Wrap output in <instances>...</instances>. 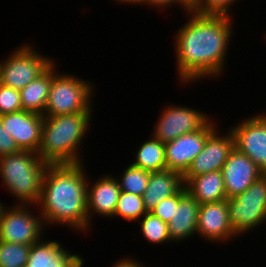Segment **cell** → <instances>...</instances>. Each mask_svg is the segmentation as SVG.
I'll return each instance as SVG.
<instances>
[{
	"label": "cell",
	"mask_w": 266,
	"mask_h": 267,
	"mask_svg": "<svg viewBox=\"0 0 266 267\" xmlns=\"http://www.w3.org/2000/svg\"><path fill=\"white\" fill-rule=\"evenodd\" d=\"M189 20L176 32L174 46L179 82L220 77L224 72L233 20L227 15L187 12Z\"/></svg>",
	"instance_id": "obj_1"
},
{
	"label": "cell",
	"mask_w": 266,
	"mask_h": 267,
	"mask_svg": "<svg viewBox=\"0 0 266 267\" xmlns=\"http://www.w3.org/2000/svg\"><path fill=\"white\" fill-rule=\"evenodd\" d=\"M83 163L48 165L36 206L47 225L68 226L76 231L91 227L87 213V182Z\"/></svg>",
	"instance_id": "obj_2"
},
{
	"label": "cell",
	"mask_w": 266,
	"mask_h": 267,
	"mask_svg": "<svg viewBox=\"0 0 266 267\" xmlns=\"http://www.w3.org/2000/svg\"><path fill=\"white\" fill-rule=\"evenodd\" d=\"M92 113L44 116L38 156L49 165L82 163L80 144Z\"/></svg>",
	"instance_id": "obj_3"
},
{
	"label": "cell",
	"mask_w": 266,
	"mask_h": 267,
	"mask_svg": "<svg viewBox=\"0 0 266 267\" xmlns=\"http://www.w3.org/2000/svg\"><path fill=\"white\" fill-rule=\"evenodd\" d=\"M49 164L37 152L20 151L0 157V178L20 205L38 204L43 177Z\"/></svg>",
	"instance_id": "obj_4"
},
{
	"label": "cell",
	"mask_w": 266,
	"mask_h": 267,
	"mask_svg": "<svg viewBox=\"0 0 266 267\" xmlns=\"http://www.w3.org/2000/svg\"><path fill=\"white\" fill-rule=\"evenodd\" d=\"M52 63V83L43 116L92 113L94 85L87 80L56 71Z\"/></svg>",
	"instance_id": "obj_5"
},
{
	"label": "cell",
	"mask_w": 266,
	"mask_h": 267,
	"mask_svg": "<svg viewBox=\"0 0 266 267\" xmlns=\"http://www.w3.org/2000/svg\"><path fill=\"white\" fill-rule=\"evenodd\" d=\"M227 206L229 221L237 236L265 223L266 174L256 179L243 193L227 198Z\"/></svg>",
	"instance_id": "obj_6"
},
{
	"label": "cell",
	"mask_w": 266,
	"mask_h": 267,
	"mask_svg": "<svg viewBox=\"0 0 266 267\" xmlns=\"http://www.w3.org/2000/svg\"><path fill=\"white\" fill-rule=\"evenodd\" d=\"M20 45L10 52L6 60L0 61V83L21 90L41 75L53 62L35 51L34 46Z\"/></svg>",
	"instance_id": "obj_7"
},
{
	"label": "cell",
	"mask_w": 266,
	"mask_h": 267,
	"mask_svg": "<svg viewBox=\"0 0 266 267\" xmlns=\"http://www.w3.org/2000/svg\"><path fill=\"white\" fill-rule=\"evenodd\" d=\"M28 206H6L0 223L1 241L32 245L44 237L45 224L41 215L36 216Z\"/></svg>",
	"instance_id": "obj_8"
},
{
	"label": "cell",
	"mask_w": 266,
	"mask_h": 267,
	"mask_svg": "<svg viewBox=\"0 0 266 267\" xmlns=\"http://www.w3.org/2000/svg\"><path fill=\"white\" fill-rule=\"evenodd\" d=\"M160 113L151 134L163 143L201 130L211 120V116H207L203 111L195 110L192 107H182V105L175 106V104L167 105Z\"/></svg>",
	"instance_id": "obj_9"
},
{
	"label": "cell",
	"mask_w": 266,
	"mask_h": 267,
	"mask_svg": "<svg viewBox=\"0 0 266 267\" xmlns=\"http://www.w3.org/2000/svg\"><path fill=\"white\" fill-rule=\"evenodd\" d=\"M229 128L234 137V147L266 174V113L251 116Z\"/></svg>",
	"instance_id": "obj_10"
},
{
	"label": "cell",
	"mask_w": 266,
	"mask_h": 267,
	"mask_svg": "<svg viewBox=\"0 0 266 267\" xmlns=\"http://www.w3.org/2000/svg\"><path fill=\"white\" fill-rule=\"evenodd\" d=\"M212 121L211 119L201 130L181 135L164 143L166 169L182 175L186 173L193 160L203 150L207 138L217 129V122Z\"/></svg>",
	"instance_id": "obj_11"
},
{
	"label": "cell",
	"mask_w": 266,
	"mask_h": 267,
	"mask_svg": "<svg viewBox=\"0 0 266 267\" xmlns=\"http://www.w3.org/2000/svg\"><path fill=\"white\" fill-rule=\"evenodd\" d=\"M3 128L21 151L38 152L44 116L26 110L0 115Z\"/></svg>",
	"instance_id": "obj_12"
},
{
	"label": "cell",
	"mask_w": 266,
	"mask_h": 267,
	"mask_svg": "<svg viewBox=\"0 0 266 267\" xmlns=\"http://www.w3.org/2000/svg\"><path fill=\"white\" fill-rule=\"evenodd\" d=\"M217 129L207 138L203 150L193 160L183 177L221 171L230 152L234 149V137L230 130L225 135Z\"/></svg>",
	"instance_id": "obj_13"
},
{
	"label": "cell",
	"mask_w": 266,
	"mask_h": 267,
	"mask_svg": "<svg viewBox=\"0 0 266 267\" xmlns=\"http://www.w3.org/2000/svg\"><path fill=\"white\" fill-rule=\"evenodd\" d=\"M197 234L207 241L219 243L233 240V237L237 238L229 221L227 200L200 204Z\"/></svg>",
	"instance_id": "obj_14"
},
{
	"label": "cell",
	"mask_w": 266,
	"mask_h": 267,
	"mask_svg": "<svg viewBox=\"0 0 266 267\" xmlns=\"http://www.w3.org/2000/svg\"><path fill=\"white\" fill-rule=\"evenodd\" d=\"M226 197L233 198L243 193L263 172L245 154L235 147L222 167Z\"/></svg>",
	"instance_id": "obj_15"
},
{
	"label": "cell",
	"mask_w": 266,
	"mask_h": 267,
	"mask_svg": "<svg viewBox=\"0 0 266 267\" xmlns=\"http://www.w3.org/2000/svg\"><path fill=\"white\" fill-rule=\"evenodd\" d=\"M95 183V184H94ZM90 185V186H89ZM121 189L118 180L114 175H104L98 180L87 182V213L88 221L91 224L92 216L95 214L101 217H113ZM92 214V215H91Z\"/></svg>",
	"instance_id": "obj_16"
},
{
	"label": "cell",
	"mask_w": 266,
	"mask_h": 267,
	"mask_svg": "<svg viewBox=\"0 0 266 267\" xmlns=\"http://www.w3.org/2000/svg\"><path fill=\"white\" fill-rule=\"evenodd\" d=\"M84 259L57 241L42 239L31 245L26 267H83Z\"/></svg>",
	"instance_id": "obj_17"
},
{
	"label": "cell",
	"mask_w": 266,
	"mask_h": 267,
	"mask_svg": "<svg viewBox=\"0 0 266 267\" xmlns=\"http://www.w3.org/2000/svg\"><path fill=\"white\" fill-rule=\"evenodd\" d=\"M200 204L186 190L184 186L179 191V203L175 208L173 218L168 223L169 235L175 242L185 241L189 237L197 235V217Z\"/></svg>",
	"instance_id": "obj_18"
},
{
	"label": "cell",
	"mask_w": 266,
	"mask_h": 267,
	"mask_svg": "<svg viewBox=\"0 0 266 267\" xmlns=\"http://www.w3.org/2000/svg\"><path fill=\"white\" fill-rule=\"evenodd\" d=\"M184 187L183 175L172 170L150 172L143 194L144 206L150 212L160 201L177 194Z\"/></svg>",
	"instance_id": "obj_19"
},
{
	"label": "cell",
	"mask_w": 266,
	"mask_h": 267,
	"mask_svg": "<svg viewBox=\"0 0 266 267\" xmlns=\"http://www.w3.org/2000/svg\"><path fill=\"white\" fill-rule=\"evenodd\" d=\"M183 181L187 192L199 204L227 200L222 171H213L196 177H183Z\"/></svg>",
	"instance_id": "obj_20"
},
{
	"label": "cell",
	"mask_w": 266,
	"mask_h": 267,
	"mask_svg": "<svg viewBox=\"0 0 266 267\" xmlns=\"http://www.w3.org/2000/svg\"><path fill=\"white\" fill-rule=\"evenodd\" d=\"M52 83V64L36 79L20 90L23 110L44 114L50 86Z\"/></svg>",
	"instance_id": "obj_21"
},
{
	"label": "cell",
	"mask_w": 266,
	"mask_h": 267,
	"mask_svg": "<svg viewBox=\"0 0 266 267\" xmlns=\"http://www.w3.org/2000/svg\"><path fill=\"white\" fill-rule=\"evenodd\" d=\"M135 153L133 166L148 172L161 171L166 169L165 144L151 135V139L146 140Z\"/></svg>",
	"instance_id": "obj_22"
},
{
	"label": "cell",
	"mask_w": 266,
	"mask_h": 267,
	"mask_svg": "<svg viewBox=\"0 0 266 267\" xmlns=\"http://www.w3.org/2000/svg\"><path fill=\"white\" fill-rule=\"evenodd\" d=\"M142 236L150 243L163 244L173 242L169 235L168 224L163 222L151 212L144 214L140 220Z\"/></svg>",
	"instance_id": "obj_23"
},
{
	"label": "cell",
	"mask_w": 266,
	"mask_h": 267,
	"mask_svg": "<svg viewBox=\"0 0 266 267\" xmlns=\"http://www.w3.org/2000/svg\"><path fill=\"white\" fill-rule=\"evenodd\" d=\"M118 180L121 191L143 196L150 178V172L135 167L132 164L124 169Z\"/></svg>",
	"instance_id": "obj_24"
},
{
	"label": "cell",
	"mask_w": 266,
	"mask_h": 267,
	"mask_svg": "<svg viewBox=\"0 0 266 267\" xmlns=\"http://www.w3.org/2000/svg\"><path fill=\"white\" fill-rule=\"evenodd\" d=\"M146 213L143 196L121 191L113 218L118 216L132 222L139 220Z\"/></svg>",
	"instance_id": "obj_25"
},
{
	"label": "cell",
	"mask_w": 266,
	"mask_h": 267,
	"mask_svg": "<svg viewBox=\"0 0 266 267\" xmlns=\"http://www.w3.org/2000/svg\"><path fill=\"white\" fill-rule=\"evenodd\" d=\"M31 245L0 240V267H26Z\"/></svg>",
	"instance_id": "obj_26"
},
{
	"label": "cell",
	"mask_w": 266,
	"mask_h": 267,
	"mask_svg": "<svg viewBox=\"0 0 266 267\" xmlns=\"http://www.w3.org/2000/svg\"><path fill=\"white\" fill-rule=\"evenodd\" d=\"M238 0H198L190 10L198 14L227 15L229 7Z\"/></svg>",
	"instance_id": "obj_27"
},
{
	"label": "cell",
	"mask_w": 266,
	"mask_h": 267,
	"mask_svg": "<svg viewBox=\"0 0 266 267\" xmlns=\"http://www.w3.org/2000/svg\"><path fill=\"white\" fill-rule=\"evenodd\" d=\"M21 110L20 91L0 83V115Z\"/></svg>",
	"instance_id": "obj_28"
},
{
	"label": "cell",
	"mask_w": 266,
	"mask_h": 267,
	"mask_svg": "<svg viewBox=\"0 0 266 267\" xmlns=\"http://www.w3.org/2000/svg\"><path fill=\"white\" fill-rule=\"evenodd\" d=\"M179 192L160 201L150 212L165 223H169L178 207Z\"/></svg>",
	"instance_id": "obj_29"
},
{
	"label": "cell",
	"mask_w": 266,
	"mask_h": 267,
	"mask_svg": "<svg viewBox=\"0 0 266 267\" xmlns=\"http://www.w3.org/2000/svg\"><path fill=\"white\" fill-rule=\"evenodd\" d=\"M21 150L16 144L15 140L3 128L0 117V157L3 155L18 153Z\"/></svg>",
	"instance_id": "obj_30"
},
{
	"label": "cell",
	"mask_w": 266,
	"mask_h": 267,
	"mask_svg": "<svg viewBox=\"0 0 266 267\" xmlns=\"http://www.w3.org/2000/svg\"><path fill=\"white\" fill-rule=\"evenodd\" d=\"M147 5L146 7L152 6L153 8L155 7L156 9L158 8H167L171 7L173 4L174 5H179L183 11L188 12L190 10V6L184 1V0H142L140 5Z\"/></svg>",
	"instance_id": "obj_31"
},
{
	"label": "cell",
	"mask_w": 266,
	"mask_h": 267,
	"mask_svg": "<svg viewBox=\"0 0 266 267\" xmlns=\"http://www.w3.org/2000/svg\"><path fill=\"white\" fill-rule=\"evenodd\" d=\"M127 256L126 258H121L119 261L114 263L112 267H145L138 260Z\"/></svg>",
	"instance_id": "obj_32"
},
{
	"label": "cell",
	"mask_w": 266,
	"mask_h": 267,
	"mask_svg": "<svg viewBox=\"0 0 266 267\" xmlns=\"http://www.w3.org/2000/svg\"><path fill=\"white\" fill-rule=\"evenodd\" d=\"M115 1H117V2H119V3H129V5L130 4H135V5H139V4H141V1L142 0H115Z\"/></svg>",
	"instance_id": "obj_33"
},
{
	"label": "cell",
	"mask_w": 266,
	"mask_h": 267,
	"mask_svg": "<svg viewBox=\"0 0 266 267\" xmlns=\"http://www.w3.org/2000/svg\"><path fill=\"white\" fill-rule=\"evenodd\" d=\"M2 203H3V202L0 201V223H1V219H2L3 212H4L5 208H6L5 204H4V206H3Z\"/></svg>",
	"instance_id": "obj_34"
},
{
	"label": "cell",
	"mask_w": 266,
	"mask_h": 267,
	"mask_svg": "<svg viewBox=\"0 0 266 267\" xmlns=\"http://www.w3.org/2000/svg\"><path fill=\"white\" fill-rule=\"evenodd\" d=\"M190 7H192L198 0H184Z\"/></svg>",
	"instance_id": "obj_35"
}]
</instances>
